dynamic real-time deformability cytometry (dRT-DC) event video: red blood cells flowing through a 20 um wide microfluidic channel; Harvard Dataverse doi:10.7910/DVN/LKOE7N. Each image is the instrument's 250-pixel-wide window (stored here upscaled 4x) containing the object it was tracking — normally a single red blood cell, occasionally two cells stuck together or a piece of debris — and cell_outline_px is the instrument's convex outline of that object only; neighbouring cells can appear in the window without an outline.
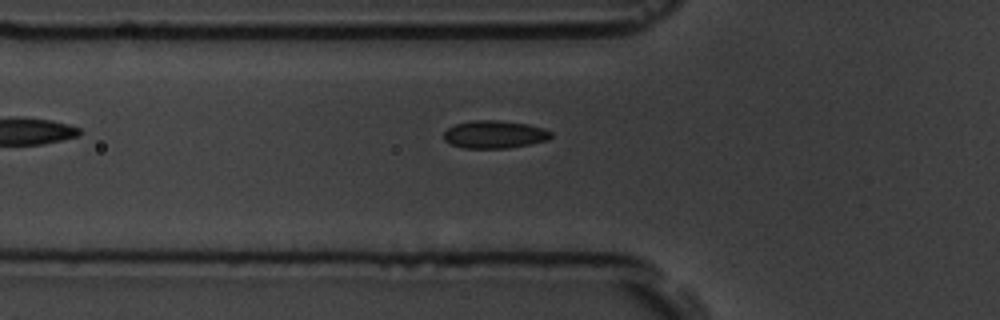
{"species": "common noctule bat (a hibernating species)", "species_latin": "Nyctalus noctula", "temperature_condition": "room temperature", "stored_images_in_passage": 3, "camera_frame_rate_fps": 3000, "um_per_image_px": 0.085, "animal": {"sex": "male", "body_mass_g": 19.5, "forearm_length_mm": 54.6}, "frame": {"image": 1, "passage_image": 2, "time_ms": 1.333, "image_size_px": [1000, 320], "cell_outline_px": [[552, 136], [548, 140], [508, 148], [464, 148], [452, 144], [444, 140], [444, 132], [448, 128], [456, 124], [472, 120], [500, 120], [528, 124], [544, 128], [552, 132]], "centroid_in_image_um": [42.05, 11.42], "position_along_channel_um": 83.8, "area_um2": 17.34}}
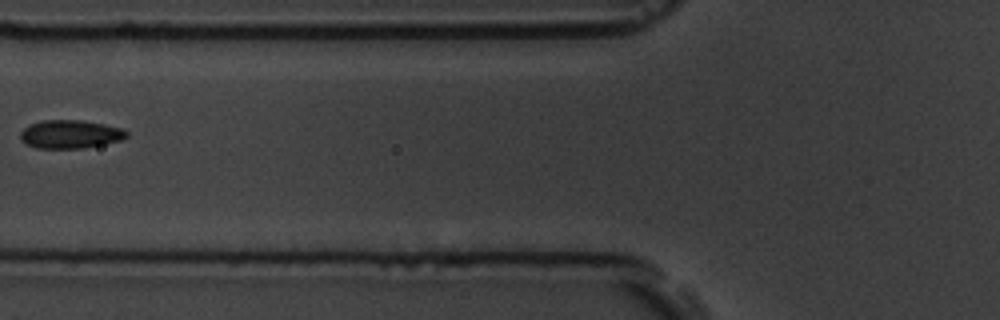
{"frame": {"image": 2, "passage_image": 3, "time_ms": 2.333, "image_size_px": [1000, 320], "cell_outline_px": [[128, 136], [120, 140], [80, 148], [36, 148], [20, 140], [20, 132], [24, 128], [32, 124], [44, 120], [84, 120], [124, 128], [128, 132]], "centroid_in_image_um": [5.98, 11.39], "position_along_channel_um": 119.8, "area_um2": 17.4}}